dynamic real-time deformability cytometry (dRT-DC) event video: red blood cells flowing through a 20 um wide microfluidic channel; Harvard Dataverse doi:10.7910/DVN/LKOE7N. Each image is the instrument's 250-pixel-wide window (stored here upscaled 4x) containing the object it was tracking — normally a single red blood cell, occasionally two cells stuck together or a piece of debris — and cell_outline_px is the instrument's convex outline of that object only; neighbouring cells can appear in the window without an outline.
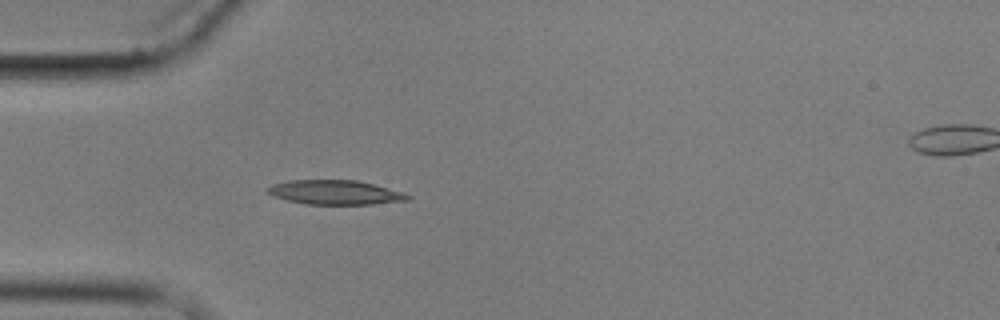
{"species": "common noctule bat (a hibernating species)", "species_latin": "Nyctalus noctula", "temperature_condition": "cold", "stored_images_in_passage": 2, "segment_of_instrument_passage": [1, 2], "camera_frame_rate_fps": 3000, "um_per_image_px": 0.085, "animal": {"sex": "male", "body_mass_g": 17.9}, "frame": {"image": 1, "passage_image": 1, "time_ms": 0.0, "image_size_px": [1000, 320], "cell_outline_px": [[412, 196], [408, 200], [372, 204], [304, 204], [272, 196], [264, 192], [264, 188], [272, 184], [288, 180], [356, 180], [404, 192]], "centroid_in_image_um": [28.42, 16.35], "position_along_channel_um": 56.6, "area_um2": 20.0}}